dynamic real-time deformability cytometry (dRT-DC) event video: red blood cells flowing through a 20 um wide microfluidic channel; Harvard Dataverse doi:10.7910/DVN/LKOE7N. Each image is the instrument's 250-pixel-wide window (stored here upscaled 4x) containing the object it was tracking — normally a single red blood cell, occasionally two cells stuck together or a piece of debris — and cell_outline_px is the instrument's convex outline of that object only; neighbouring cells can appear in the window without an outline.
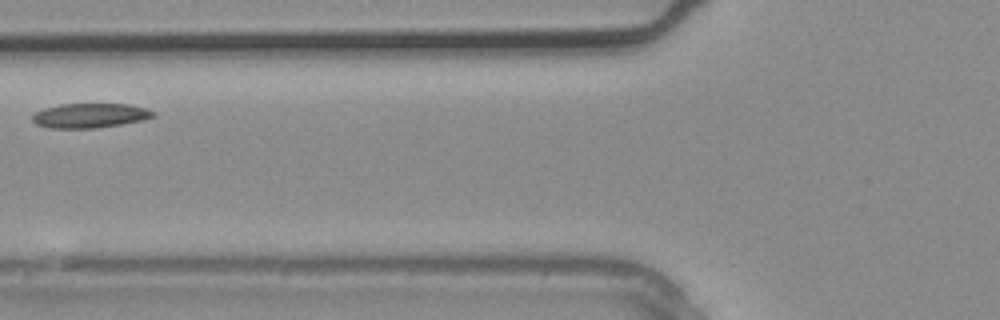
{"species": "common noctule bat (a hibernating species)", "species_latin": "Nyctalus noctula", "temperature_condition": "warm", "stored_images_in_passage": 2, "camera_frame_rate_fps": 3000, "um_per_image_px": 0.085, "animal": {"sex": "male", "body_mass_g": 20.4}, "frame": {"image": 1, "passage_image": 2, "time_ms": 0.333, "image_size_px": [1000, 320], "cell_outline_px": [[156, 116], [144, 120], [96, 128], [48, 128], [36, 124], [32, 120], [32, 112], [44, 108], [60, 104], [132, 104], [148, 108], [156, 112]], "centroid_in_image_um": [7.66, 9.81], "position_along_channel_um": 118.1, "area_um2": 17.57}}